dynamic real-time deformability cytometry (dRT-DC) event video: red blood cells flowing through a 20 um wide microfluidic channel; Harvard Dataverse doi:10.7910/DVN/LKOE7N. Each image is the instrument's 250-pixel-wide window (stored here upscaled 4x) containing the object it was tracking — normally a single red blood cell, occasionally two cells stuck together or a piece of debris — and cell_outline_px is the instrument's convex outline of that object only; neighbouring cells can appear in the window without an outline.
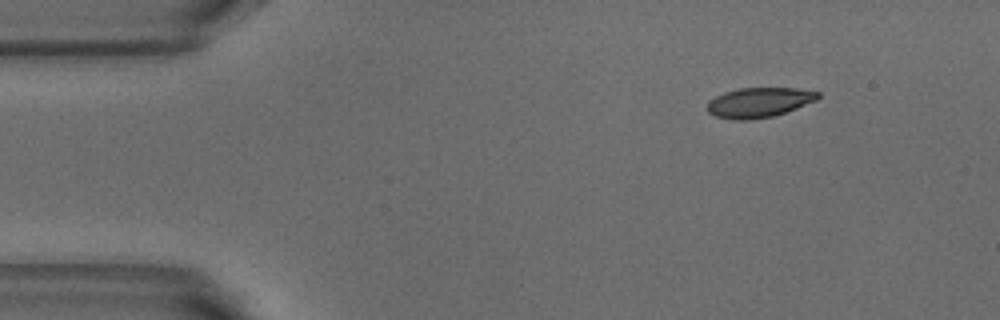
{"species": "common noctule bat (a hibernating species)", "species_latin": "Nyctalus noctula", "temperature_condition": "warm", "stored_images_in_passage": 4, "camera_frame_rate_fps": 3000, "um_per_image_px": 0.085, "animal": {"sex": "male", "body_mass_g": 18.8}, "frame": {"image": 1, "passage_image": 1, "time_ms": 0.0, "image_size_px": [1000, 320], "cell_outline_px": [[820, 96], [816, 100], [796, 108], [772, 116], [748, 120], [736, 120], [716, 116], [708, 112], [708, 100], [724, 92], [740, 88], [796, 88], [820, 92]], "centroid_in_image_um": [64.51, 8.7], "position_along_channel_um": 20.5, "area_um2": 19.07}}
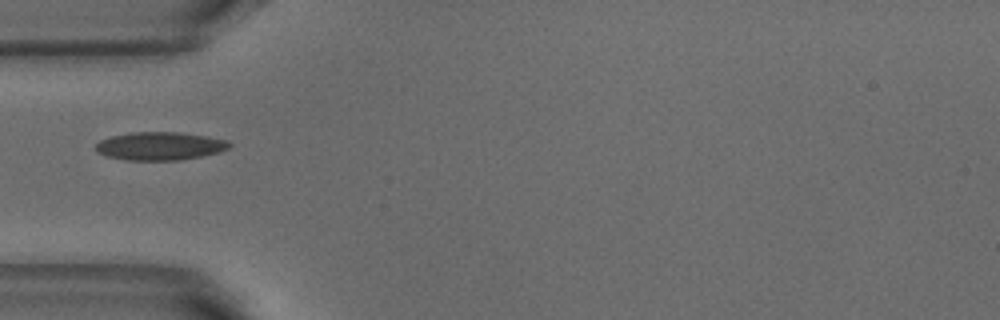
{"frame": {"image": 2, "passage_image": 3, "time_ms": 0.667, "image_size_px": [1000, 320], "cell_outline_px": [[232, 144], [228, 148], [220, 152], [180, 160], [128, 160], [104, 156], [96, 152], [96, 144], [100, 140], [112, 136], [132, 132], [180, 132], [208, 136], [228, 140]], "centroid_in_image_um": [13.6, 12.41], "position_along_channel_um": 71.4, "area_um2": 22.02}}